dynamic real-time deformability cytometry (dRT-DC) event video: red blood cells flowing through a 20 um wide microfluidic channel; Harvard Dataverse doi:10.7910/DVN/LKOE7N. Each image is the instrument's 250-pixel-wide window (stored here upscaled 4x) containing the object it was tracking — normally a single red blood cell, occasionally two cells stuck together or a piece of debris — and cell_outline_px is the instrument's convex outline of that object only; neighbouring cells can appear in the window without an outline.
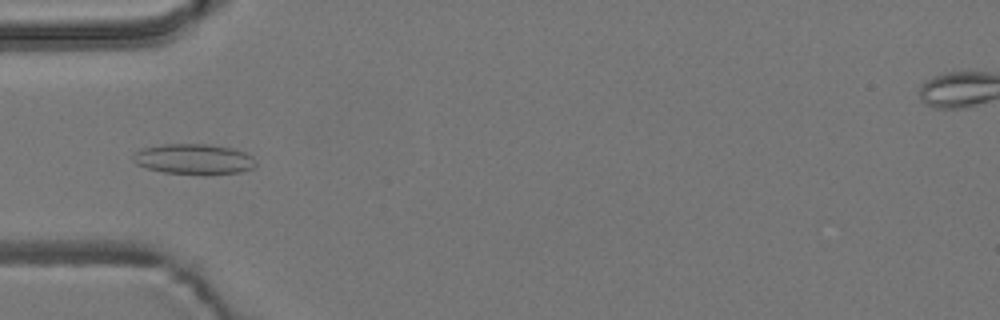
{"species": "common noctule bat (a hibernating species)", "species_latin": "Nyctalus noctula", "temperature_condition": "room temperature", "stored_images_in_passage": 42, "camera_frame_rate_fps": 3000, "um_per_image_px": 0.085, "animal": {"sex": "male", "body_mass_g": 19.2, "forearm_length_mm": 51.8}, "frame": {"image": 1, "passage_image": 5, "time_ms": 1.333, "image_size_px": [1000, 320], "cell_outline_px": [[256, 164], [252, 168], [240, 172], [204, 176], [164, 172], [148, 168], [136, 164], [132, 160], [132, 156], [140, 148], [164, 144], [208, 144], [232, 148], [244, 152], [252, 156]], "centroid_in_image_um": [16.47, 13.54], "position_along_channel_um": 68.5, "area_um2": 22.08}}
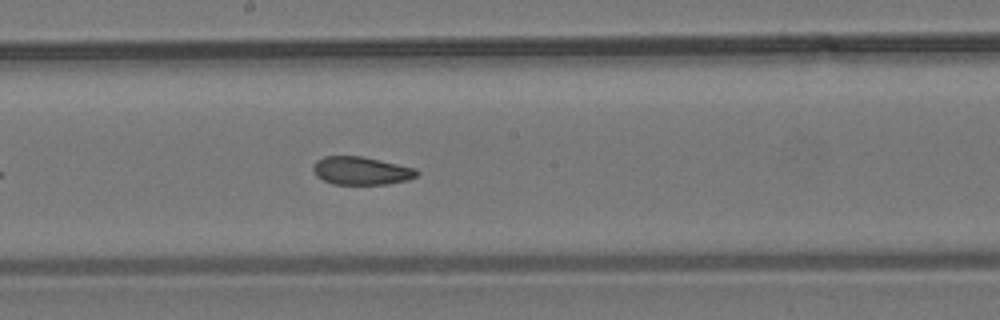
{"frame": {"image": 2, "passage_image": 17, "time_ms": 5.333, "image_size_px": [1000, 320], "cell_outline_px": [[420, 172], [416, 176], [408, 180], [388, 184], [332, 184], [316, 176], [312, 168], [316, 160], [324, 156], [360, 156], [416, 168]], "centroid_in_image_um": [30.7, 14.51], "position_along_channel_um": 217.5, "area_um2": 16.94}}
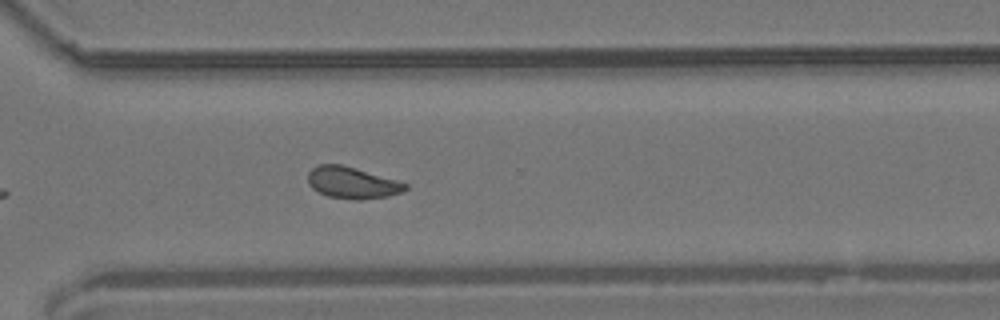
{"frame": {"image": 3, "passage_image": 27, "time_ms": 8.667, "image_size_px": [1000, 320], "cell_outline_px": [[408, 188], [404, 192], [388, 196], [360, 200], [356, 200], [328, 196], [316, 192], [308, 184], [308, 172], [312, 168], [320, 164], [340, 164], [396, 180], [408, 184]], "centroid_in_image_um": [29.92, 15.55], "position_along_channel_um": 340.7, "area_um2": 17.92}, "authors_computed_cell_mechanics": {"area_um2": 17.8602, "velocity_mm_per_s": 3.7138, "shape_relaxation_time_tau1_ms": null, "shape_relaxation_time_tau2_ms": 2.3329, "deformation_change_tau1": null, "deformation_change_tau2": 0.0741}}